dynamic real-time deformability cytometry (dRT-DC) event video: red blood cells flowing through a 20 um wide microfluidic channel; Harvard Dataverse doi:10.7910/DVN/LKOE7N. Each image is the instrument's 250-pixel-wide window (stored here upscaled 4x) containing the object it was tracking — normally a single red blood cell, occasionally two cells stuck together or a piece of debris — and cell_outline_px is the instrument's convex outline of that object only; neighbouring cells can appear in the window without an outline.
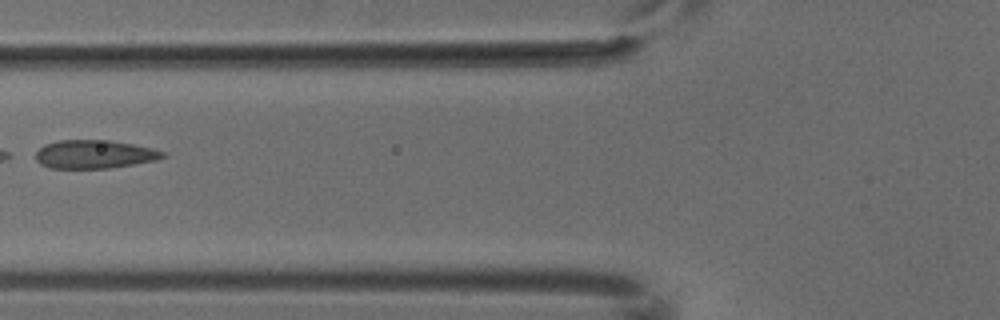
{"species": "common noctule bat (a hibernating species)", "species_latin": "Nyctalus noctula", "temperature_condition": "cold", "stored_images_in_passage": 4, "camera_frame_rate_fps": 3000, "um_per_image_px": 0.085, "animal": {"sex": "male", "body_mass_g": 18.8}, "frame": {"image": 1, "passage_image": 3, "time_ms": 0.667, "image_size_px": [1000, 320], "cell_outline_px": [[168, 156], [156, 160], [108, 168], [48, 168], [40, 164], [36, 160], [36, 152], [44, 144], [56, 140], [108, 140], [132, 144], [152, 148], [168, 152]], "centroid_in_image_um": [8.03, 13.11], "position_along_channel_um": 117.8, "area_um2": 21.15}}
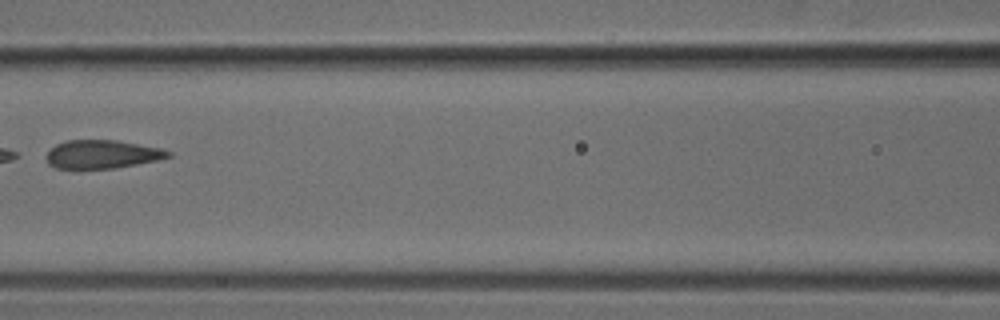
{"frame": {"image": 2, "passage_image": 4, "time_ms": 1.0, "image_size_px": [1000, 320], "cell_outline_px": [[172, 156], [156, 160], [116, 168], [72, 172], [56, 168], [48, 164], [44, 156], [56, 144], [68, 140], [116, 140], [160, 148], [172, 152]], "centroid_in_image_um": [8.59, 13.16], "position_along_channel_um": 158.0, "area_um2": 20.92}}